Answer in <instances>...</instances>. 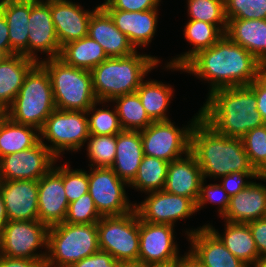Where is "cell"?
<instances>
[{"instance_id":"d590c367","label":"cell","mask_w":266,"mask_h":267,"mask_svg":"<svg viewBox=\"0 0 266 267\" xmlns=\"http://www.w3.org/2000/svg\"><path fill=\"white\" fill-rule=\"evenodd\" d=\"M189 20L216 25L224 34L227 28L224 0H187Z\"/></svg>"},{"instance_id":"680465c9","label":"cell","mask_w":266,"mask_h":267,"mask_svg":"<svg viewBox=\"0 0 266 267\" xmlns=\"http://www.w3.org/2000/svg\"><path fill=\"white\" fill-rule=\"evenodd\" d=\"M151 267H178V264H172L168 266H151Z\"/></svg>"},{"instance_id":"83f0119b","label":"cell","mask_w":266,"mask_h":267,"mask_svg":"<svg viewBox=\"0 0 266 267\" xmlns=\"http://www.w3.org/2000/svg\"><path fill=\"white\" fill-rule=\"evenodd\" d=\"M36 60L22 54L9 56L0 63V112L4 113L13 103Z\"/></svg>"},{"instance_id":"277c9868","label":"cell","mask_w":266,"mask_h":267,"mask_svg":"<svg viewBox=\"0 0 266 267\" xmlns=\"http://www.w3.org/2000/svg\"><path fill=\"white\" fill-rule=\"evenodd\" d=\"M156 56L138 51L124 57H108L91 70L94 94L98 101L134 93L154 67L160 64Z\"/></svg>"},{"instance_id":"ffe728a7","label":"cell","mask_w":266,"mask_h":267,"mask_svg":"<svg viewBox=\"0 0 266 267\" xmlns=\"http://www.w3.org/2000/svg\"><path fill=\"white\" fill-rule=\"evenodd\" d=\"M0 192L8 220H38V181L2 180Z\"/></svg>"},{"instance_id":"603a6c76","label":"cell","mask_w":266,"mask_h":267,"mask_svg":"<svg viewBox=\"0 0 266 267\" xmlns=\"http://www.w3.org/2000/svg\"><path fill=\"white\" fill-rule=\"evenodd\" d=\"M112 18L115 26L124 33L136 49L146 47L155 36L158 19V9L148 11H123L104 9Z\"/></svg>"},{"instance_id":"7402d4cb","label":"cell","mask_w":266,"mask_h":267,"mask_svg":"<svg viewBox=\"0 0 266 267\" xmlns=\"http://www.w3.org/2000/svg\"><path fill=\"white\" fill-rule=\"evenodd\" d=\"M88 36L103 47L108 57H124L137 51L101 6L89 20Z\"/></svg>"},{"instance_id":"9f6ffc18","label":"cell","mask_w":266,"mask_h":267,"mask_svg":"<svg viewBox=\"0 0 266 267\" xmlns=\"http://www.w3.org/2000/svg\"><path fill=\"white\" fill-rule=\"evenodd\" d=\"M253 267H266V256L260 257L254 264Z\"/></svg>"},{"instance_id":"d6a6232c","label":"cell","mask_w":266,"mask_h":267,"mask_svg":"<svg viewBox=\"0 0 266 267\" xmlns=\"http://www.w3.org/2000/svg\"><path fill=\"white\" fill-rule=\"evenodd\" d=\"M171 85L157 80H143L136 90L140 101L149 118L153 121L170 120L166 115L168 106L174 94Z\"/></svg>"},{"instance_id":"681fc988","label":"cell","mask_w":266,"mask_h":267,"mask_svg":"<svg viewBox=\"0 0 266 267\" xmlns=\"http://www.w3.org/2000/svg\"><path fill=\"white\" fill-rule=\"evenodd\" d=\"M45 259L11 258L0 256V267H45Z\"/></svg>"},{"instance_id":"484cf974","label":"cell","mask_w":266,"mask_h":267,"mask_svg":"<svg viewBox=\"0 0 266 267\" xmlns=\"http://www.w3.org/2000/svg\"><path fill=\"white\" fill-rule=\"evenodd\" d=\"M144 157L140 131L122 130L116 134V155L111 168L128 185L135 178Z\"/></svg>"},{"instance_id":"7dc6e473","label":"cell","mask_w":266,"mask_h":267,"mask_svg":"<svg viewBox=\"0 0 266 267\" xmlns=\"http://www.w3.org/2000/svg\"><path fill=\"white\" fill-rule=\"evenodd\" d=\"M248 87L255 93L257 98V110L266 124V70Z\"/></svg>"},{"instance_id":"5bb4252c","label":"cell","mask_w":266,"mask_h":267,"mask_svg":"<svg viewBox=\"0 0 266 267\" xmlns=\"http://www.w3.org/2000/svg\"><path fill=\"white\" fill-rule=\"evenodd\" d=\"M144 201L135 203V210L142 221L176 226L175 222L197 212L196 203L187 197L164 190L146 193Z\"/></svg>"},{"instance_id":"44dd1931","label":"cell","mask_w":266,"mask_h":267,"mask_svg":"<svg viewBox=\"0 0 266 267\" xmlns=\"http://www.w3.org/2000/svg\"><path fill=\"white\" fill-rule=\"evenodd\" d=\"M203 180L202 170L195 156L189 151L184 157L169 163L163 190L190 198L197 203Z\"/></svg>"},{"instance_id":"9c48e42d","label":"cell","mask_w":266,"mask_h":267,"mask_svg":"<svg viewBox=\"0 0 266 267\" xmlns=\"http://www.w3.org/2000/svg\"><path fill=\"white\" fill-rule=\"evenodd\" d=\"M99 248L119 262L138 261L139 215L133 211L119 216H103L97 222Z\"/></svg>"},{"instance_id":"d4e9b609","label":"cell","mask_w":266,"mask_h":267,"mask_svg":"<svg viewBox=\"0 0 266 267\" xmlns=\"http://www.w3.org/2000/svg\"><path fill=\"white\" fill-rule=\"evenodd\" d=\"M225 35L250 52L266 68V19H229Z\"/></svg>"},{"instance_id":"ab89813d","label":"cell","mask_w":266,"mask_h":267,"mask_svg":"<svg viewBox=\"0 0 266 267\" xmlns=\"http://www.w3.org/2000/svg\"><path fill=\"white\" fill-rule=\"evenodd\" d=\"M102 216L97 211L91 195H82L79 199L69 203L65 223L69 224H92L97 223Z\"/></svg>"},{"instance_id":"3957f363","label":"cell","mask_w":266,"mask_h":267,"mask_svg":"<svg viewBox=\"0 0 266 267\" xmlns=\"http://www.w3.org/2000/svg\"><path fill=\"white\" fill-rule=\"evenodd\" d=\"M190 152L195 156L204 180L207 177L221 178L234 172H256L242 139L218 134L201 118L191 130Z\"/></svg>"},{"instance_id":"60d3db41","label":"cell","mask_w":266,"mask_h":267,"mask_svg":"<svg viewBox=\"0 0 266 267\" xmlns=\"http://www.w3.org/2000/svg\"><path fill=\"white\" fill-rule=\"evenodd\" d=\"M241 139L249 161L256 170L266 159V124L249 130Z\"/></svg>"},{"instance_id":"52a82bcc","label":"cell","mask_w":266,"mask_h":267,"mask_svg":"<svg viewBox=\"0 0 266 267\" xmlns=\"http://www.w3.org/2000/svg\"><path fill=\"white\" fill-rule=\"evenodd\" d=\"M97 223L49 227L45 267H70L99 251Z\"/></svg>"},{"instance_id":"1f68e13d","label":"cell","mask_w":266,"mask_h":267,"mask_svg":"<svg viewBox=\"0 0 266 267\" xmlns=\"http://www.w3.org/2000/svg\"><path fill=\"white\" fill-rule=\"evenodd\" d=\"M58 58L69 66L91 71L108 56L99 43L86 36L63 45Z\"/></svg>"},{"instance_id":"8992f818","label":"cell","mask_w":266,"mask_h":267,"mask_svg":"<svg viewBox=\"0 0 266 267\" xmlns=\"http://www.w3.org/2000/svg\"><path fill=\"white\" fill-rule=\"evenodd\" d=\"M39 63L49 74L56 109L87 111L97 101L91 71L69 66L58 57Z\"/></svg>"},{"instance_id":"30bf717a","label":"cell","mask_w":266,"mask_h":267,"mask_svg":"<svg viewBox=\"0 0 266 267\" xmlns=\"http://www.w3.org/2000/svg\"><path fill=\"white\" fill-rule=\"evenodd\" d=\"M196 113L190 124L179 128L171 120L152 122L140 131L144 155L167 162L179 159L190 151V135L194 123L200 118Z\"/></svg>"},{"instance_id":"f35d334b","label":"cell","mask_w":266,"mask_h":267,"mask_svg":"<svg viewBox=\"0 0 266 267\" xmlns=\"http://www.w3.org/2000/svg\"><path fill=\"white\" fill-rule=\"evenodd\" d=\"M229 19H266V0H224Z\"/></svg>"},{"instance_id":"4dcf8cb0","label":"cell","mask_w":266,"mask_h":267,"mask_svg":"<svg viewBox=\"0 0 266 267\" xmlns=\"http://www.w3.org/2000/svg\"><path fill=\"white\" fill-rule=\"evenodd\" d=\"M39 141L40 130L16 123L4 113L0 114V159L6 155L29 149Z\"/></svg>"},{"instance_id":"e0dca14e","label":"cell","mask_w":266,"mask_h":267,"mask_svg":"<svg viewBox=\"0 0 266 267\" xmlns=\"http://www.w3.org/2000/svg\"><path fill=\"white\" fill-rule=\"evenodd\" d=\"M68 207L63 185V165H54L38 180V220L48 227L63 223Z\"/></svg>"},{"instance_id":"f6af8a7d","label":"cell","mask_w":266,"mask_h":267,"mask_svg":"<svg viewBox=\"0 0 266 267\" xmlns=\"http://www.w3.org/2000/svg\"><path fill=\"white\" fill-rule=\"evenodd\" d=\"M221 178H223L221 180L222 183H220L221 186L227 192V195L231 197L242 191L252 182L247 179L256 180V172H234Z\"/></svg>"},{"instance_id":"b9f144b4","label":"cell","mask_w":266,"mask_h":267,"mask_svg":"<svg viewBox=\"0 0 266 267\" xmlns=\"http://www.w3.org/2000/svg\"><path fill=\"white\" fill-rule=\"evenodd\" d=\"M63 164V185L68 202H74L82 195L88 193V173L82 169H71L68 164Z\"/></svg>"},{"instance_id":"7bdbcfd3","label":"cell","mask_w":266,"mask_h":267,"mask_svg":"<svg viewBox=\"0 0 266 267\" xmlns=\"http://www.w3.org/2000/svg\"><path fill=\"white\" fill-rule=\"evenodd\" d=\"M206 180L202 181L199 198L197 200V212L204 207L207 203L210 202L218 204L219 217H222L228 209L230 197L227 195V192L223 189L221 184H207L205 185Z\"/></svg>"},{"instance_id":"f546056e","label":"cell","mask_w":266,"mask_h":267,"mask_svg":"<svg viewBox=\"0 0 266 267\" xmlns=\"http://www.w3.org/2000/svg\"><path fill=\"white\" fill-rule=\"evenodd\" d=\"M184 37L193 49L171 59L167 65L183 67L198 52L212 47L224 33L214 24L201 20H189L184 28Z\"/></svg>"},{"instance_id":"6da1fadb","label":"cell","mask_w":266,"mask_h":267,"mask_svg":"<svg viewBox=\"0 0 266 267\" xmlns=\"http://www.w3.org/2000/svg\"><path fill=\"white\" fill-rule=\"evenodd\" d=\"M165 67L208 81V94L220 88L248 86L266 69L250 52L225 34L212 47L198 52L183 67L167 64Z\"/></svg>"},{"instance_id":"7a4b0ae2","label":"cell","mask_w":266,"mask_h":267,"mask_svg":"<svg viewBox=\"0 0 266 267\" xmlns=\"http://www.w3.org/2000/svg\"><path fill=\"white\" fill-rule=\"evenodd\" d=\"M200 118L218 134L240 139L265 124L257 110L255 93L248 86L212 91L200 108Z\"/></svg>"},{"instance_id":"c3c4849f","label":"cell","mask_w":266,"mask_h":267,"mask_svg":"<svg viewBox=\"0 0 266 267\" xmlns=\"http://www.w3.org/2000/svg\"><path fill=\"white\" fill-rule=\"evenodd\" d=\"M255 240L259 256H266V217L247 223Z\"/></svg>"},{"instance_id":"6f0895ef","label":"cell","mask_w":266,"mask_h":267,"mask_svg":"<svg viewBox=\"0 0 266 267\" xmlns=\"http://www.w3.org/2000/svg\"><path fill=\"white\" fill-rule=\"evenodd\" d=\"M10 55L4 50L0 49V63L6 60Z\"/></svg>"},{"instance_id":"ba28073f","label":"cell","mask_w":266,"mask_h":267,"mask_svg":"<svg viewBox=\"0 0 266 267\" xmlns=\"http://www.w3.org/2000/svg\"><path fill=\"white\" fill-rule=\"evenodd\" d=\"M40 140L59 159L65 151L78 152L89 138L86 111L55 109L40 130ZM46 139L50 144L44 143Z\"/></svg>"},{"instance_id":"8d00e7d4","label":"cell","mask_w":266,"mask_h":267,"mask_svg":"<svg viewBox=\"0 0 266 267\" xmlns=\"http://www.w3.org/2000/svg\"><path fill=\"white\" fill-rule=\"evenodd\" d=\"M106 101H96L87 111L90 135H116L121 132L118 113L114 106L113 110L104 108ZM102 104L103 108L97 109ZM92 114V115H91Z\"/></svg>"},{"instance_id":"11a10c76","label":"cell","mask_w":266,"mask_h":267,"mask_svg":"<svg viewBox=\"0 0 266 267\" xmlns=\"http://www.w3.org/2000/svg\"><path fill=\"white\" fill-rule=\"evenodd\" d=\"M120 267H151L141 261L121 262Z\"/></svg>"},{"instance_id":"5b68a950","label":"cell","mask_w":266,"mask_h":267,"mask_svg":"<svg viewBox=\"0 0 266 267\" xmlns=\"http://www.w3.org/2000/svg\"><path fill=\"white\" fill-rule=\"evenodd\" d=\"M55 109L49 74L38 62L27 74L13 103L4 114L16 123L41 130Z\"/></svg>"},{"instance_id":"4fadbf2b","label":"cell","mask_w":266,"mask_h":267,"mask_svg":"<svg viewBox=\"0 0 266 267\" xmlns=\"http://www.w3.org/2000/svg\"><path fill=\"white\" fill-rule=\"evenodd\" d=\"M174 226L153 224L139 217L138 261L150 266H168L181 260L178 244L174 242Z\"/></svg>"},{"instance_id":"836d02e7","label":"cell","mask_w":266,"mask_h":267,"mask_svg":"<svg viewBox=\"0 0 266 267\" xmlns=\"http://www.w3.org/2000/svg\"><path fill=\"white\" fill-rule=\"evenodd\" d=\"M163 159L144 155L137 174L128 187L149 193L164 189L168 165Z\"/></svg>"},{"instance_id":"f5cc1de1","label":"cell","mask_w":266,"mask_h":267,"mask_svg":"<svg viewBox=\"0 0 266 267\" xmlns=\"http://www.w3.org/2000/svg\"><path fill=\"white\" fill-rule=\"evenodd\" d=\"M8 222V216L6 213V208L4 205V201L0 192V232Z\"/></svg>"},{"instance_id":"cb8c5ba5","label":"cell","mask_w":266,"mask_h":267,"mask_svg":"<svg viewBox=\"0 0 266 267\" xmlns=\"http://www.w3.org/2000/svg\"><path fill=\"white\" fill-rule=\"evenodd\" d=\"M266 217V186L251 182L246 188L231 196L223 220L244 223Z\"/></svg>"},{"instance_id":"e575fe53","label":"cell","mask_w":266,"mask_h":267,"mask_svg":"<svg viewBox=\"0 0 266 267\" xmlns=\"http://www.w3.org/2000/svg\"><path fill=\"white\" fill-rule=\"evenodd\" d=\"M121 128L123 130L141 131L153 121L144 109L137 92L114 98Z\"/></svg>"},{"instance_id":"bcb514c9","label":"cell","mask_w":266,"mask_h":267,"mask_svg":"<svg viewBox=\"0 0 266 267\" xmlns=\"http://www.w3.org/2000/svg\"><path fill=\"white\" fill-rule=\"evenodd\" d=\"M121 262L117 261L108 252L99 250L70 267H120Z\"/></svg>"},{"instance_id":"db71d44e","label":"cell","mask_w":266,"mask_h":267,"mask_svg":"<svg viewBox=\"0 0 266 267\" xmlns=\"http://www.w3.org/2000/svg\"><path fill=\"white\" fill-rule=\"evenodd\" d=\"M256 179L266 181V159L263 163L256 169Z\"/></svg>"},{"instance_id":"4316f807","label":"cell","mask_w":266,"mask_h":267,"mask_svg":"<svg viewBox=\"0 0 266 267\" xmlns=\"http://www.w3.org/2000/svg\"><path fill=\"white\" fill-rule=\"evenodd\" d=\"M0 10L8 25L10 56L22 54L28 57V20L31 0H0Z\"/></svg>"},{"instance_id":"ac0fdd59","label":"cell","mask_w":266,"mask_h":267,"mask_svg":"<svg viewBox=\"0 0 266 267\" xmlns=\"http://www.w3.org/2000/svg\"><path fill=\"white\" fill-rule=\"evenodd\" d=\"M190 242L189 254L204 267H248L234 256L204 224L185 231Z\"/></svg>"},{"instance_id":"d6986e66","label":"cell","mask_w":266,"mask_h":267,"mask_svg":"<svg viewBox=\"0 0 266 267\" xmlns=\"http://www.w3.org/2000/svg\"><path fill=\"white\" fill-rule=\"evenodd\" d=\"M99 7L88 11L70 0H51V17L60 47L88 36L89 20Z\"/></svg>"},{"instance_id":"9a60e30c","label":"cell","mask_w":266,"mask_h":267,"mask_svg":"<svg viewBox=\"0 0 266 267\" xmlns=\"http://www.w3.org/2000/svg\"><path fill=\"white\" fill-rule=\"evenodd\" d=\"M57 158L41 142L33 147L0 159L1 179L38 181L57 162Z\"/></svg>"},{"instance_id":"f907efd6","label":"cell","mask_w":266,"mask_h":267,"mask_svg":"<svg viewBox=\"0 0 266 267\" xmlns=\"http://www.w3.org/2000/svg\"><path fill=\"white\" fill-rule=\"evenodd\" d=\"M8 25L4 14L0 10V49H4L10 55V41Z\"/></svg>"},{"instance_id":"74e56055","label":"cell","mask_w":266,"mask_h":267,"mask_svg":"<svg viewBox=\"0 0 266 267\" xmlns=\"http://www.w3.org/2000/svg\"><path fill=\"white\" fill-rule=\"evenodd\" d=\"M90 167L111 168L116 155V135H90L87 139Z\"/></svg>"},{"instance_id":"7c38bea8","label":"cell","mask_w":266,"mask_h":267,"mask_svg":"<svg viewBox=\"0 0 266 267\" xmlns=\"http://www.w3.org/2000/svg\"><path fill=\"white\" fill-rule=\"evenodd\" d=\"M88 181V192L102 217L124 215L135 209L126 194L125 186L129 185L112 168L90 167Z\"/></svg>"},{"instance_id":"ee69618b","label":"cell","mask_w":266,"mask_h":267,"mask_svg":"<svg viewBox=\"0 0 266 267\" xmlns=\"http://www.w3.org/2000/svg\"><path fill=\"white\" fill-rule=\"evenodd\" d=\"M160 2L161 0H104L100 6L103 9L136 12L158 9Z\"/></svg>"},{"instance_id":"2e32d148","label":"cell","mask_w":266,"mask_h":267,"mask_svg":"<svg viewBox=\"0 0 266 267\" xmlns=\"http://www.w3.org/2000/svg\"><path fill=\"white\" fill-rule=\"evenodd\" d=\"M28 57L39 62L37 51L57 58L61 47L51 17V0H31L28 20Z\"/></svg>"},{"instance_id":"816d5d0a","label":"cell","mask_w":266,"mask_h":267,"mask_svg":"<svg viewBox=\"0 0 266 267\" xmlns=\"http://www.w3.org/2000/svg\"><path fill=\"white\" fill-rule=\"evenodd\" d=\"M178 267H204L196 261L188 252L182 255L181 260L177 263Z\"/></svg>"},{"instance_id":"91938a15","label":"cell","mask_w":266,"mask_h":267,"mask_svg":"<svg viewBox=\"0 0 266 267\" xmlns=\"http://www.w3.org/2000/svg\"><path fill=\"white\" fill-rule=\"evenodd\" d=\"M1 182H2V179H1V172H0V186H1Z\"/></svg>"},{"instance_id":"8fae6325","label":"cell","mask_w":266,"mask_h":267,"mask_svg":"<svg viewBox=\"0 0 266 267\" xmlns=\"http://www.w3.org/2000/svg\"><path fill=\"white\" fill-rule=\"evenodd\" d=\"M48 231L49 227L39 220H8L0 232L1 255L11 258L46 259ZM40 247H44L46 251L37 252Z\"/></svg>"},{"instance_id":"f1b7e54d","label":"cell","mask_w":266,"mask_h":267,"mask_svg":"<svg viewBox=\"0 0 266 267\" xmlns=\"http://www.w3.org/2000/svg\"><path fill=\"white\" fill-rule=\"evenodd\" d=\"M225 222V231L221 235L219 231L210 225L206 226L221 240L224 246L248 267H252L259 258L255 240L248 224Z\"/></svg>"}]
</instances>
